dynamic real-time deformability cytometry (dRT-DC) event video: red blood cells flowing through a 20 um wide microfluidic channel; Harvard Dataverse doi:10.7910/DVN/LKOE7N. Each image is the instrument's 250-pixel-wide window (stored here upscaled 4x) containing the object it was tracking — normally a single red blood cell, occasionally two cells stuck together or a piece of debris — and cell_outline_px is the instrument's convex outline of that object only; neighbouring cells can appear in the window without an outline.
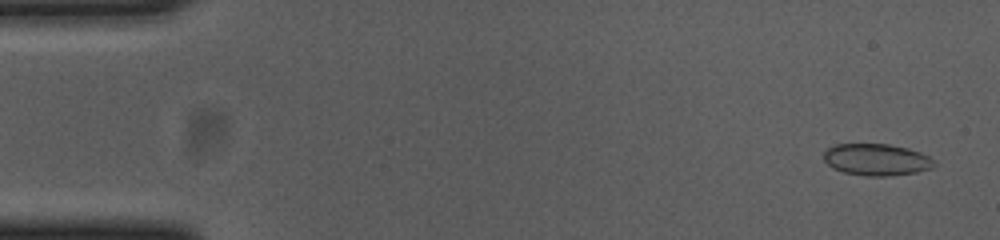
{"species": "common noctule bat (a hibernating species)", "species_latin": "Nyctalus noctula", "temperature_condition": "cold", "stored_images_in_passage": 55, "camera_frame_rate_fps": 3000, "um_per_image_px": 0.085, "animal": {"sex": "female", "body_mass_g": 23.0, "forearm_length_mm": 53.4}, "frame": {"image": 1, "passage_image": 3, "time_ms": 0.667, "image_size_px": [1000, 240], "cell_outline_px": [[936, 164], [932, 168], [916, 172], [892, 176], [864, 176], [844, 172], [832, 168], [824, 160], [824, 152], [828, 148], [836, 144], [888, 144], [908, 148], [920, 152], [936, 160]], "centroid_in_image_um": [74.53, 13.57], "position_along_channel_um": 10.5, "area_um2": 20.58}}
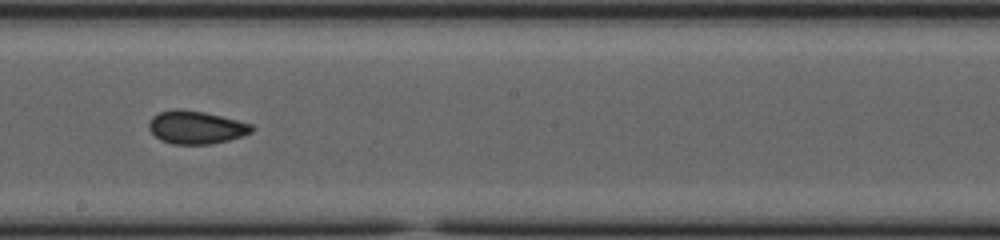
{"frame": {"image": 2, "passage_image": 31, "time_ms": 10.0, "image_size_px": [1000, 240], "cell_outline_px": [[256, 128], [252, 132], [228, 140], [208, 144], [172, 144], [160, 140], [148, 128], [148, 124], [152, 116], [160, 112], [176, 108], [180, 108], [204, 112], [252, 124]], "centroid_in_image_um": [16.64, 10.82], "position_along_channel_um": 231.6, "area_um2": 19.71}}
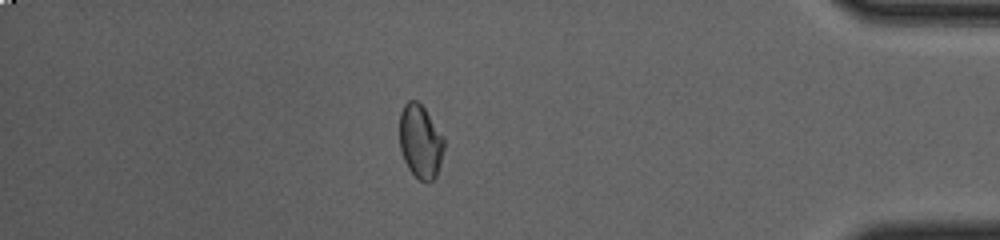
{"frame": {"image": 3, "passage_image": 48, "time_ms": 15.667, "image_size_px": [1000, 240], "cell_outline_px": [[444, 148], [440, 164], [436, 176], [428, 184], [420, 180], [408, 168], [404, 160], [400, 148], [400, 112], [404, 104], [408, 100], [416, 100], [424, 108], [444, 140]], "centroid_in_image_um": [35.71, 12.05], "position_along_channel_um": 399.5, "area_um2": 18.84}, "authors_computed_cell_mechanics": {"area_um2": 19.8254, "velocity_mm_per_s": 3.68, "shape_relaxation_time_tau1_ms": null, "shape_relaxation_time_tau2_ms": 2.1679, "deformation_change_tau1": null, "deformation_change_tau2": 0.0643}}